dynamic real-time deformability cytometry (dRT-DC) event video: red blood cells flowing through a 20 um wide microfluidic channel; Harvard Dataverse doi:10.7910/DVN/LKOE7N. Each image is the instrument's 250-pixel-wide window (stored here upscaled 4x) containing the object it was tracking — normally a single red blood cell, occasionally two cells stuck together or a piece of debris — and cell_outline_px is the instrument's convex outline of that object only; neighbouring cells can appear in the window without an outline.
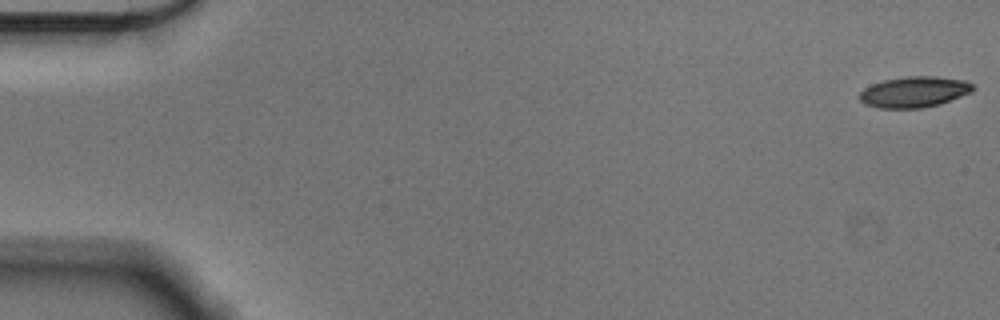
{"species": "Egyptian fruit bat (a non-hibernating species)", "species_latin": "Rousettus aegyptiacus", "temperature_condition": "cold", "stored_images_in_passage": 13, "camera_frame_rate_fps": 3000, "um_per_image_px": 0.085, "animal": {"sex": "male"}, "frame": {"image": 1, "passage_image": 1, "time_ms": 0.0, "image_size_px": [1000, 320], "cell_outline_px": [[972, 92], [940, 104], [920, 108], [876, 108], [864, 104], [860, 100], [860, 92], [864, 88], [872, 84], [884, 80], [908, 76], [932, 76], [964, 80], [972, 84]], "centroid_in_image_um": [77.67, 7.82], "position_along_channel_um": 7.3, "area_um2": 20.29}}